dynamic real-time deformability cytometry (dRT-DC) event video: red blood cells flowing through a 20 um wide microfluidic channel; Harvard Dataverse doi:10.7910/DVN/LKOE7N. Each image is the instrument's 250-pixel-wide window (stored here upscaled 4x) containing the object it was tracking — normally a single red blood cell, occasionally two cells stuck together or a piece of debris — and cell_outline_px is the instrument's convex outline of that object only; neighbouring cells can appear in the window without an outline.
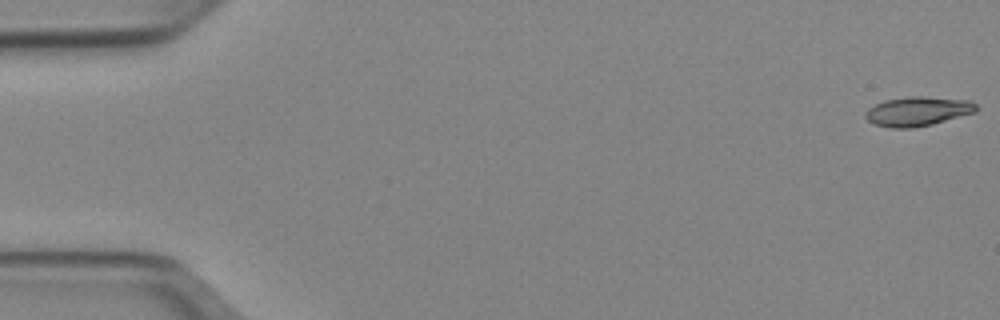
{"species": "Egyptian fruit bat (a non-hibernating species)", "species_latin": "Rousettus aegyptiacus", "temperature_condition": "cold", "stored_images_in_passage": 51, "camera_frame_rate_fps": 3000, "um_per_image_px": 0.085, "animal": {"sex": "female"}, "frame": {"image": 1, "passage_image": 1, "time_ms": 0.0, "image_size_px": [1000, 320], "cell_outline_px": [[976, 112], [932, 124], [912, 128], [888, 128], [872, 124], [864, 116], [864, 112], [868, 108], [884, 100], [912, 96], [920, 96], [972, 100], [976, 104]], "centroid_in_image_um": [77.98, 9.46], "position_along_channel_um": 7.0, "area_um2": 19.07}}
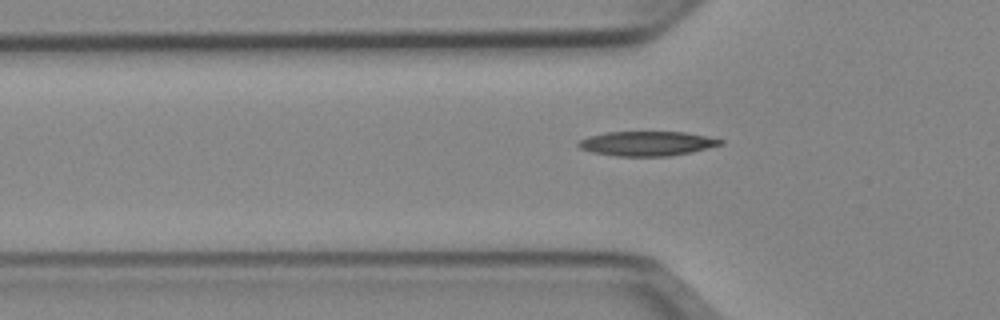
{"frame": {"image": 2, "passage_image": 17, "time_ms": 5.333, "image_size_px": [1000, 320], "cell_outline_px": [[724, 144], [692, 152], [668, 156], [616, 156], [592, 152], [580, 148], [576, 144], [580, 140], [588, 136], [604, 132], [684, 132], [724, 140]], "centroid_in_image_um": [54.98, 12.2], "position_along_channel_um": 70.8, "area_um2": 20.29}}
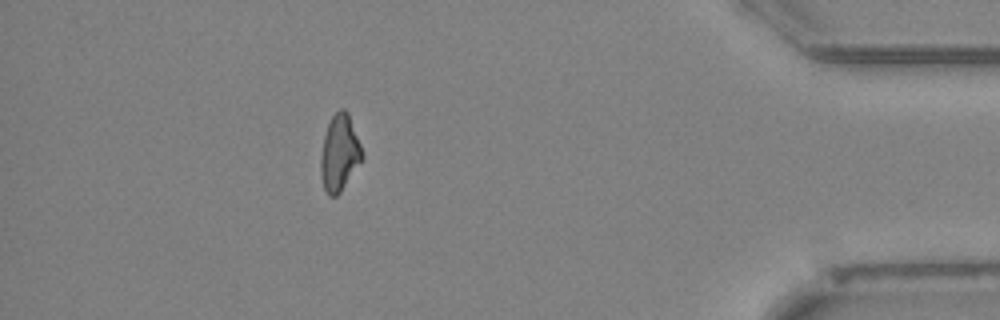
{"frame": {"image": 3, "passage_image": 46, "time_ms": 15.0, "image_size_px": [1000, 320], "cell_outline_px": [[364, 156], [340, 192], [336, 196], [328, 196], [324, 188], [320, 176], [320, 156], [324, 136], [328, 124], [332, 116], [340, 108], [344, 108], [348, 112], [364, 152]], "centroid_in_image_um": [28.85, 12.99], "position_along_channel_um": 406.3, "area_um2": 18.44}, "authors_computed_cell_mechanics": {"area_um2": 18.8428, "velocity_mm_per_s": 3.967, "shape_relaxation_time_tau1_ms": 10.5673, "shape_relaxation_time_tau2_ms": 6.6437, "deformation_change_tau1": 0.2242, "deformation_change_tau2": 0.1578}}